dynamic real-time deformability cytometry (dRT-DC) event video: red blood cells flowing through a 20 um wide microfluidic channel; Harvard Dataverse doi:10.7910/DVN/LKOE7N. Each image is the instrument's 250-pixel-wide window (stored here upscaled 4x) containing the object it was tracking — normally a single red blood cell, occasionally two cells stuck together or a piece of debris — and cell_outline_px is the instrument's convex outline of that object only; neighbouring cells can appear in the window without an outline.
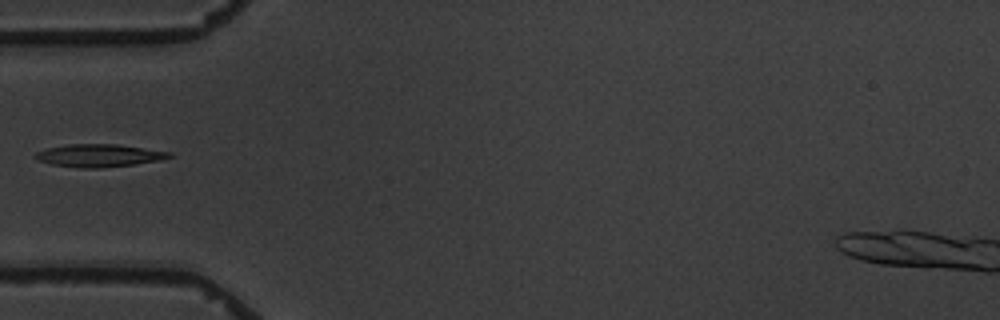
{"species": "common noctule bat (a hibernating species)", "species_latin": "Nyctalus noctula", "temperature_condition": "warm", "stored_images_in_passage": 5, "camera_frame_rate_fps": 3000, "um_per_image_px": 0.085, "animal": {"sex": "male", "body_mass_g": 19.5, "forearm_length_mm": 54.6}, "frame": {"image": 1, "passage_image": 5, "time_ms": 4.667, "image_size_px": [1000, 320], "cell_outline_px": [[172, 156], [160, 160], [136, 164], [100, 168], [76, 168], [52, 164], [36, 160], [32, 156], [36, 152], [48, 148], [68, 144], [116, 144], [172, 152]], "centroid_in_image_um": [8.39, 13.22], "position_along_channel_um": 76.6, "area_um2": 17.8}}